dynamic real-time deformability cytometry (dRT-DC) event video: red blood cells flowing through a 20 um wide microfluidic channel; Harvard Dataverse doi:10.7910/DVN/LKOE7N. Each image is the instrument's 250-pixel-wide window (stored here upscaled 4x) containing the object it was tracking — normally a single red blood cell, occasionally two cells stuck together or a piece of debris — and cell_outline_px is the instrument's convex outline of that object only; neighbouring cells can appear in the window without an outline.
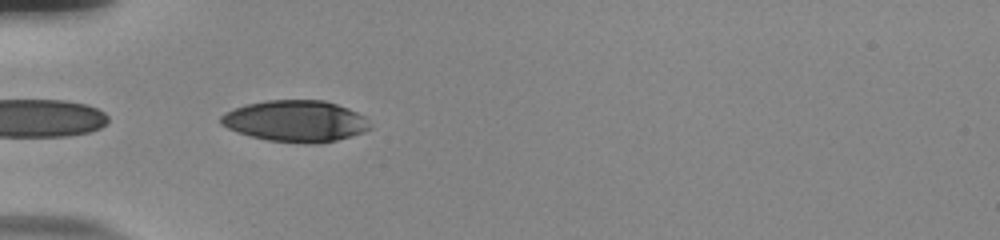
{"species": "human", "species_latin": "Homo sapiens", "temperature_condition": "room temperature", "stored_images_in_passage": 8, "camera_frame_rate_fps": 3000, "um_per_image_px": 0.085, "donor": {"sex": "male"}, "frame": {"image": 1, "passage_image": 1, "time_ms": 0.0, "image_size_px": [1000, 240], "cell_outline_px": [[372, 128], [364, 132], [336, 140], [320, 144], [308, 144], [268, 140], [236, 132], [220, 124], [220, 116], [224, 112], [244, 104], [264, 100], [324, 100], [348, 108], [364, 116], [372, 124]], "centroid_in_image_um": [25.12, 10.29], "position_along_channel_um": 59.9, "area_um2": 36.3}}